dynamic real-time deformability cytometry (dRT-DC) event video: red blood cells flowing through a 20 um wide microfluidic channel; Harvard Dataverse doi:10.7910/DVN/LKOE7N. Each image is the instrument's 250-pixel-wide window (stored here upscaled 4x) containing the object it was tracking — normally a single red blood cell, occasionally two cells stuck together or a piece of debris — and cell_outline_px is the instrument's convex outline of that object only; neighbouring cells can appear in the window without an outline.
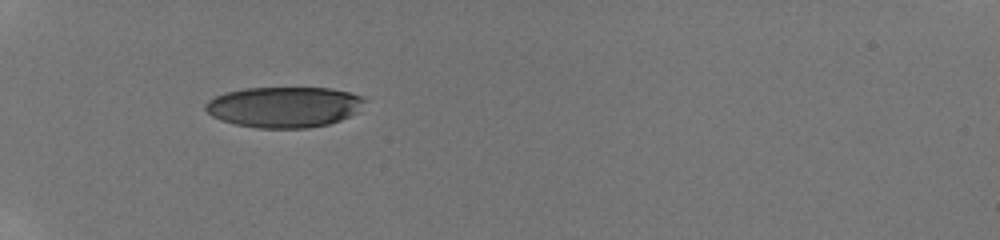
{"species": "human", "species_latin": "Homo sapiens", "temperature_condition": "room temperature", "stored_images_in_passage": 2, "camera_frame_rate_fps": 3000, "um_per_image_px": 0.085, "donor": {"sex": "male"}, "frame": {"image": 1, "passage_image": 1, "time_ms": 0.0, "image_size_px": [1000, 240], "cell_outline_px": [[368, 100], [356, 112], [340, 120], [328, 124], [308, 128], [256, 128], [236, 124], [220, 120], [212, 116], [204, 108], [204, 104], [208, 100], [224, 92], [244, 88], [332, 88], [364, 96]], "centroid_in_image_um": [24.15, 9.09], "position_along_channel_um": 60.9, "area_um2": 37.97}}